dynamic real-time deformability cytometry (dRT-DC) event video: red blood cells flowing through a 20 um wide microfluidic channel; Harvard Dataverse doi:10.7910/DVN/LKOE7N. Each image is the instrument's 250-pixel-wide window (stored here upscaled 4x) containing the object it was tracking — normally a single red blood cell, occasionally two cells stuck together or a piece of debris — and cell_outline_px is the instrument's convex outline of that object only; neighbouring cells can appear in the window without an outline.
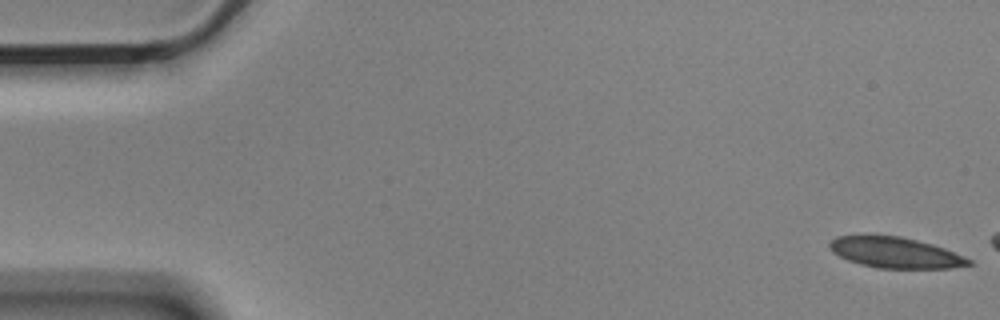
{"species": "Egyptian fruit bat (a non-hibernating species)", "species_latin": "Rousettus aegyptiacus", "temperature_condition": "cold", "stored_images_in_passage": 8, "camera_frame_rate_fps": 3000, "um_per_image_px": 0.085, "animal": {"sex": "male"}, "frame": {"image": 1, "passage_image": 1, "time_ms": 0.0, "image_size_px": [1000, 320], "cell_outline_px": [[972, 264], [948, 268], [880, 268], [860, 264], [848, 260], [832, 252], [828, 244], [836, 236], [860, 232], [864, 232], [900, 236], [932, 244], [944, 248], [964, 256], [972, 260]], "centroid_in_image_um": [76.01, 21.42], "position_along_channel_um": 9.0, "area_um2": 25.55}}